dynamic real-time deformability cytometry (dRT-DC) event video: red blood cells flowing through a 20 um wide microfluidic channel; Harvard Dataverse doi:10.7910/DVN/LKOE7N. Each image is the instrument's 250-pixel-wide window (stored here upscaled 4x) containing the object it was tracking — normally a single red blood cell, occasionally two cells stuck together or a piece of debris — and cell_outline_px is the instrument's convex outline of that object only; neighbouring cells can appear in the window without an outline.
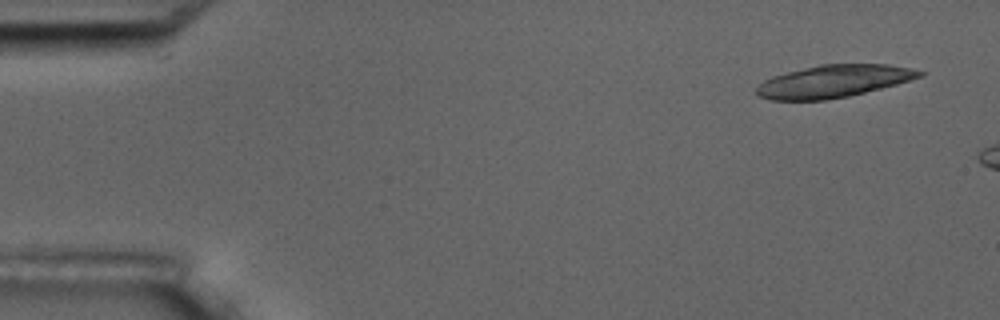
{"species": "common noctule bat (a hibernating species)", "species_latin": "Nyctalus noctula", "temperature_condition": "room temperature", "stored_images_in_passage": 3, "camera_frame_rate_fps": 3000, "um_per_image_px": 0.085, "animal": {"sex": "male", "body_mass_g": 17.5, "forearm_length_mm": 52.3}, "frame": {"image": 1, "passage_image": 1, "time_ms": 0.0, "image_size_px": [1000, 320], "cell_outline_px": [[924, 76], [896, 84], [848, 96], [824, 100], [772, 100], [756, 96], [756, 88], [764, 80], [772, 76], [820, 64], [888, 64], [908, 68], [924, 72]], "centroid_in_image_um": [70.82, 6.91], "position_along_channel_um": 14.2, "area_um2": 30.58}}